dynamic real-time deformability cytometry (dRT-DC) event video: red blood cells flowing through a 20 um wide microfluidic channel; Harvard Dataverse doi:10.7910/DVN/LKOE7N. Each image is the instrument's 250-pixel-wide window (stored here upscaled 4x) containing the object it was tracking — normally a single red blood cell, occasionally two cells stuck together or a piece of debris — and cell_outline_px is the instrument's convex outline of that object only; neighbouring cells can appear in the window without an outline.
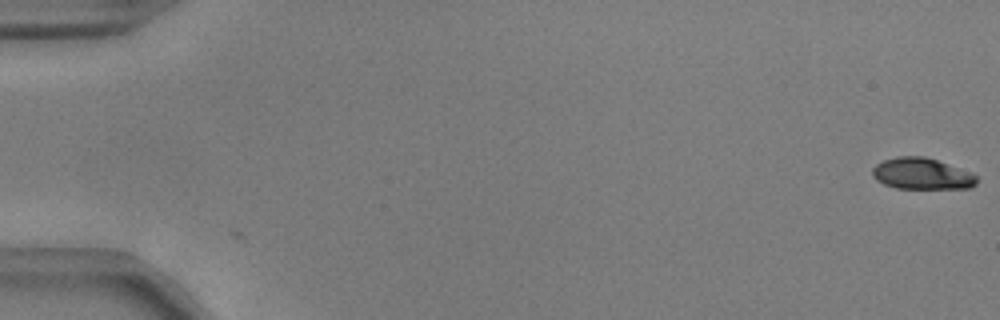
{"species": "common noctule bat (a hibernating species)", "species_latin": "Nyctalus noctula", "temperature_condition": "warm", "stored_images_in_passage": 3, "camera_frame_rate_fps": 3000, "um_per_image_px": 0.085, "animal": {"sex": "male", "body_mass_g": 17.9, "forearm_length_mm": 54.2}, "frame": {"image": 1, "passage_image": 1, "time_ms": 0.0, "image_size_px": [1000, 320], "cell_outline_px": [[976, 184], [972, 188], [896, 188], [884, 184], [876, 180], [872, 176], [872, 168], [876, 164], [884, 160], [896, 156], [924, 156], [972, 172], [976, 176]], "centroid_in_image_um": [78.34, 14.76], "position_along_channel_um": 6.7, "area_um2": 19.07}}